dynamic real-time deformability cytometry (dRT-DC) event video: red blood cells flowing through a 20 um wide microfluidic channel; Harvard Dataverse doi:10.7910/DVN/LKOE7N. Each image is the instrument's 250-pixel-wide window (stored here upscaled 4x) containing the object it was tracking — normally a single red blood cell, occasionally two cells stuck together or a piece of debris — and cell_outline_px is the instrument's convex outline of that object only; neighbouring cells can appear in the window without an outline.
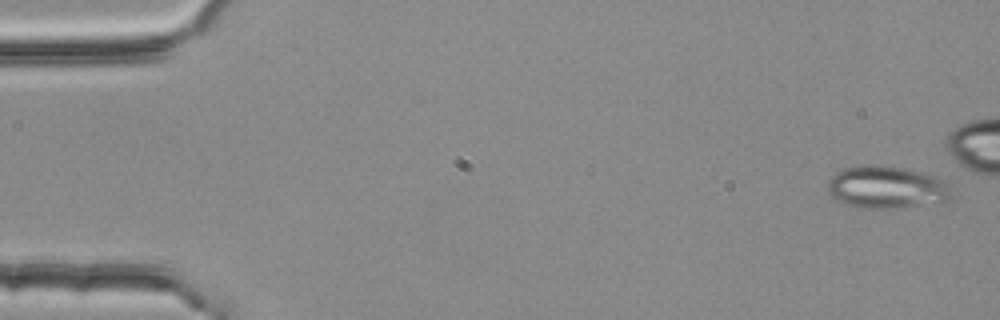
{"species": "common noctule bat (a hibernating species)", "species_latin": "Nyctalus noctula", "temperature_condition": "room temperature", "stored_images_in_passage": 54, "camera_frame_rate_fps": 3000, "um_per_image_px": 0.085, "animal": {"sex": "female", "body_mass_g": 25.1}, "frame": {"image": 1, "passage_image": 1, "time_ms": 0.0, "image_size_px": [1000, 320], "cell_outline_px": [[952, 196], [948, 200], [940, 204], [900, 208], [864, 208], [848, 204], [832, 196], [828, 192], [828, 180], [836, 172], [844, 168], [864, 164], [904, 168], [920, 172], [944, 180], [948, 184]], "centroid_in_image_um": [75.4, 15.93], "position_along_channel_um": 9.6, "area_um2": 30.69}}
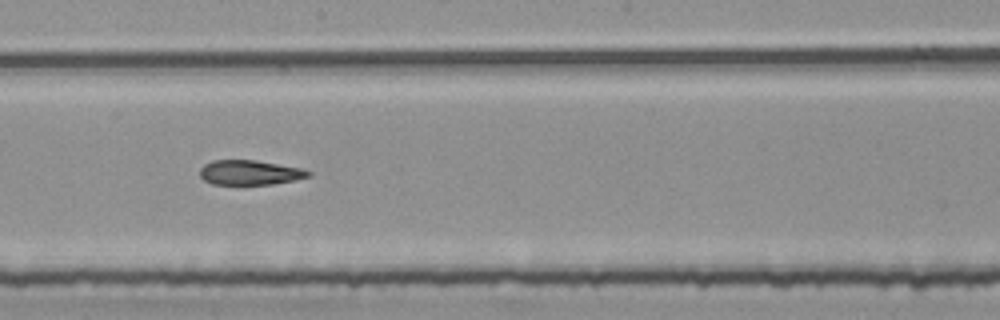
{"frame": {"image": 2, "passage_image": 29, "time_ms": 9.333, "image_size_px": [1000, 320], "cell_outline_px": [[312, 176], [272, 184], [212, 184], [204, 180], [200, 176], [200, 168], [204, 164], [212, 160], [256, 160], [300, 168], [312, 172]], "centroid_in_image_um": [21.21, 14.66], "position_along_channel_um": 227.0, "area_um2": 15.55}}
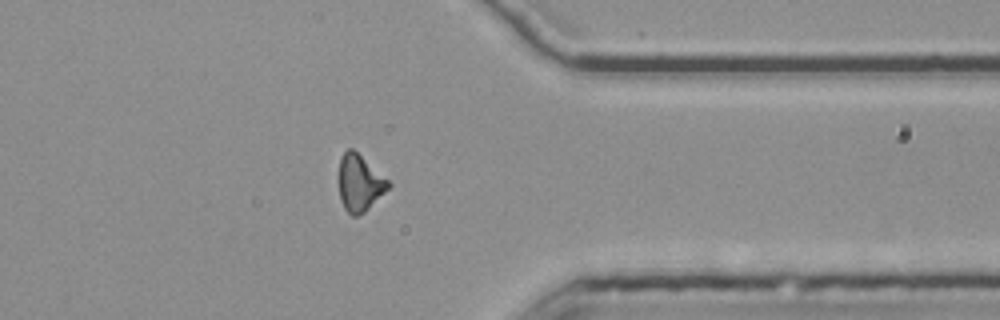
{"frame": {"image": 3, "passage_image": 42, "time_ms": 13.667, "image_size_px": [1000, 320], "cell_outline_px": [[392, 184], [364, 212], [356, 216], [352, 216], [344, 208], [340, 200], [336, 180], [340, 156], [348, 148], [352, 148], [388, 180]], "centroid_in_image_um": [30.49, 15.54], "position_along_channel_um": 380.9, "area_um2": 16.47}, "authors_computed_cell_mechanics": {"area_um2": 16.9065, "velocity_mm_per_s": 3.8093, "shape_relaxation_time_tau1_ms": null, "shape_relaxation_time_tau2_ms": 6.0635, "deformation_change_tau1": null, "deformation_change_tau2": 0.166}}